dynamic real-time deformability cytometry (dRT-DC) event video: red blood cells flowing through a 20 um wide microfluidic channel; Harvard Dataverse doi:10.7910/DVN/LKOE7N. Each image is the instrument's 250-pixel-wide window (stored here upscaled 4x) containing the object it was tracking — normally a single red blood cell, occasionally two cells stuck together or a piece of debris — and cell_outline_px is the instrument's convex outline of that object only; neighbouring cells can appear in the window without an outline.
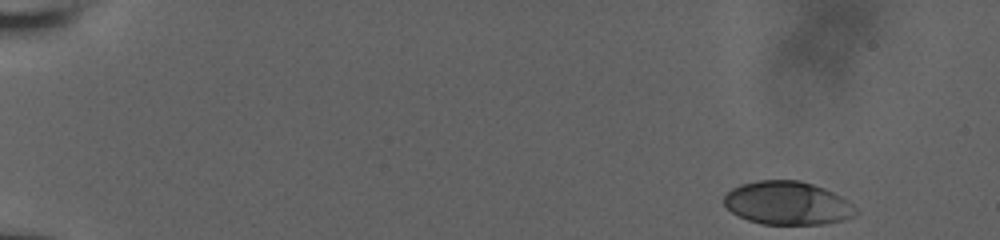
{"species": "human", "species_latin": "Homo sapiens", "temperature_condition": "room temperature", "stored_images_in_passage": 52, "camera_frame_rate_fps": 3000, "um_per_image_px": 0.085, "donor": {"sex": "male"}, "frame": {"image": 1, "passage_image": 1, "time_ms": 0.0, "image_size_px": [1000, 240], "cell_outline_px": [[860, 212], [852, 216], [840, 220], [824, 224], [760, 224], [748, 220], [732, 212], [724, 204], [724, 196], [732, 188], [740, 184], [760, 180], [800, 180], [824, 188], [840, 196], [852, 204]], "centroid_in_image_um": [66.93, 17.26], "position_along_channel_um": 18.1, "area_um2": 33.12}}
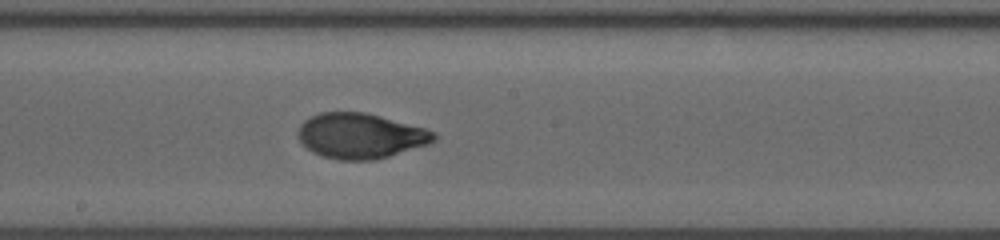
{"frame": {"image": 2, "passage_image": 29, "time_ms": 9.333, "image_size_px": [1000, 240], "cell_outline_px": [[436, 140], [428, 144], [376, 160], [340, 160], [324, 156], [312, 152], [296, 136], [296, 132], [300, 124], [304, 120], [320, 112], [364, 112], [380, 116], [424, 128], [436, 132]], "centroid_in_image_um": [30.62, 11.54], "position_along_channel_um": 217.6, "area_um2": 35.72}}
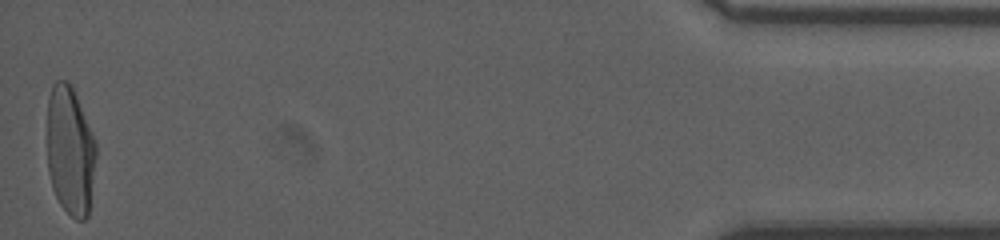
{"frame": {"image": 3, "passage_image": 52, "time_ms": 17.0, "image_size_px": [1000, 240], "cell_outline_px": [[96, 156], [88, 216], [84, 220], [76, 220], [60, 204], [52, 188], [48, 172], [48, 100], [52, 84], [56, 80], [68, 80], [76, 96], [96, 140]], "centroid_in_image_um": [5.96, 12.81], "position_along_channel_um": 429.2, "area_um2": 36.7}, "authors_computed_cell_mechanics": {"area_um2": 35.3736, "velocity_mm_per_s": 3.8171, "shape_relaxation_time_tau1_ms": 4.9946, "shape_relaxation_time_tau2_ms": 0.8108, "deformation_change_tau1": 0.2105, "deformation_change_tau2": 0.0489}}